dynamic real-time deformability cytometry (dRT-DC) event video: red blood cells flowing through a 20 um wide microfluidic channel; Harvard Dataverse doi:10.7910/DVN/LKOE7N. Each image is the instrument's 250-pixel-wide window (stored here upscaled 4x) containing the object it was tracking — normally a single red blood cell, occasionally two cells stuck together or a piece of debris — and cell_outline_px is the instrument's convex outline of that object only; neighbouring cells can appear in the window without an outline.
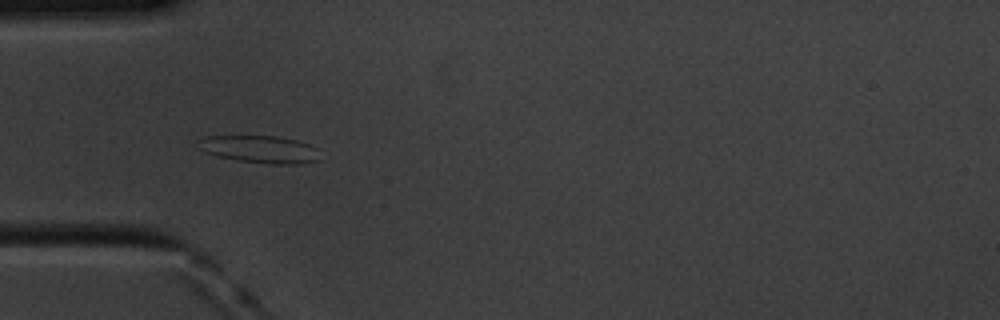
{"species": "common noctule bat (a hibernating species)", "species_latin": "Nyctalus noctula", "temperature_condition": "cold", "stored_images_in_passage": 42, "camera_frame_rate_fps": 3000, "um_per_image_px": 0.085, "animal": {"sex": "male", "body_mass_g": 20.1, "forearm_length_mm": 53.5}, "frame": {"image": 1, "passage_image": 1, "time_ms": 0.0, "image_size_px": [1000, 320], "cell_outline_px": [[320, 160], [300, 164], [268, 164], [236, 160], [216, 156], [204, 152], [200, 148], [196, 140], [204, 136], [276, 136], [296, 140], [308, 144], [316, 148]], "centroid_in_image_um": [22.06, 12.69], "position_along_channel_um": 62.9, "area_um2": 19.59}}
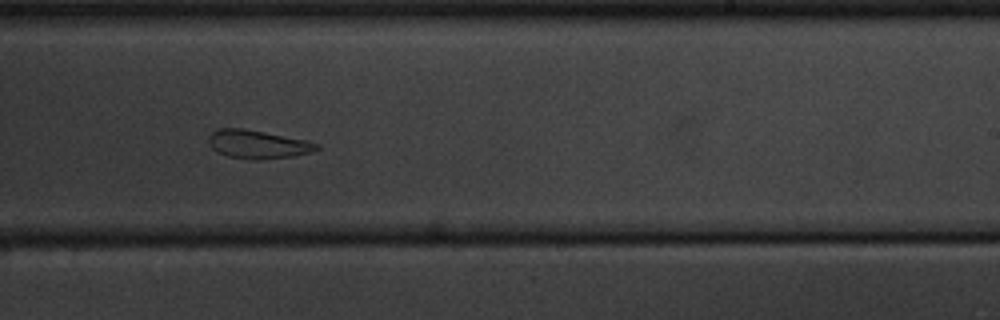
{"frame": {"image": 2, "passage_image": 19, "time_ms": 6.0, "image_size_px": [1000, 320], "cell_outline_px": [[320, 148], [308, 152], [292, 156], [256, 160], [248, 160], [228, 156], [216, 152], [208, 144], [208, 136], [216, 128], [244, 128], [308, 140], [320, 144]], "centroid_in_image_um": [21.87, 12.26], "position_along_channel_um": 267.1, "area_um2": 18.09}}
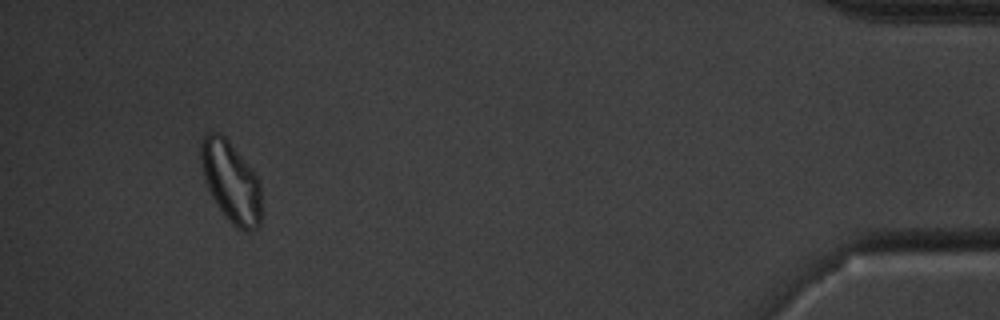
{"frame": {"image": 3, "passage_image": 38, "time_ms": 12.333, "image_size_px": [1000, 320], "cell_outline_px": [[260, 228], [252, 232], [244, 232], [232, 224], [228, 220], [212, 196], [204, 180], [200, 160], [200, 140], [208, 132], [220, 132], [228, 140], [256, 176], [260, 184]], "centroid_in_image_um": [19.61, 15.47], "position_along_channel_um": 415.6, "area_um2": 28.38}, "authors_computed_cell_mechanics": {"area_um2": 19.2474, "velocity_mm_per_s": 3.4201, "shape_relaxation_time_tau1_ms": 6.2131, "shape_relaxation_time_tau2_ms": 3.1413, "deformation_change_tau1": 0.1212, "deformation_change_tau2": 0.0995}}